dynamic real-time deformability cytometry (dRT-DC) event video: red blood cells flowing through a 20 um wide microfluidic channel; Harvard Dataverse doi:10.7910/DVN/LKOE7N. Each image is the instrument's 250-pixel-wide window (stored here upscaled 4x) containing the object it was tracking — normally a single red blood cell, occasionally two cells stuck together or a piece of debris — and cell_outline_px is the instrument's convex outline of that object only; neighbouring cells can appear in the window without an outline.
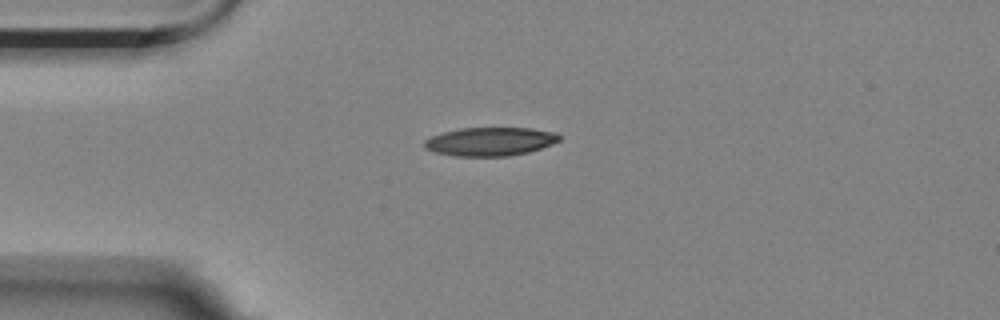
{"species": "Egyptian fruit bat (a non-hibernating species)", "species_latin": "Rousettus aegyptiacus", "temperature_condition": "room temperature", "stored_images_in_passage": 3, "camera_frame_rate_fps": 3000, "um_per_image_px": 0.085, "animal": {"sex": "female"}, "frame": {"image": 1, "passage_image": 1, "time_ms": 0.0, "image_size_px": [1000, 320], "cell_outline_px": [[560, 140], [552, 144], [528, 152], [508, 156], [456, 156], [436, 152], [424, 148], [424, 140], [432, 136], [444, 132], [460, 128], [532, 128], [556, 132], [560, 136]], "centroid_in_image_um": [41.67, 12.02], "position_along_channel_um": 43.3, "area_um2": 22.37}}
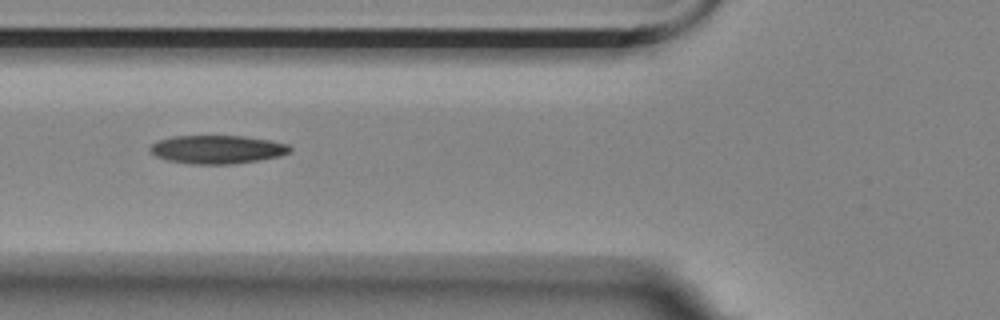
{"frame": {"image": 2, "passage_image": 3, "time_ms": 0.667, "image_size_px": [1000, 320], "cell_outline_px": [[292, 148], [288, 152], [280, 156], [256, 160], [228, 164], [192, 164], [168, 160], [156, 156], [148, 148], [152, 144], [160, 140], [172, 136], [244, 136], [268, 140], [288, 144]], "centroid_in_image_um": [18.45, 12.69], "position_along_channel_um": 107.4, "area_um2": 22.83}}